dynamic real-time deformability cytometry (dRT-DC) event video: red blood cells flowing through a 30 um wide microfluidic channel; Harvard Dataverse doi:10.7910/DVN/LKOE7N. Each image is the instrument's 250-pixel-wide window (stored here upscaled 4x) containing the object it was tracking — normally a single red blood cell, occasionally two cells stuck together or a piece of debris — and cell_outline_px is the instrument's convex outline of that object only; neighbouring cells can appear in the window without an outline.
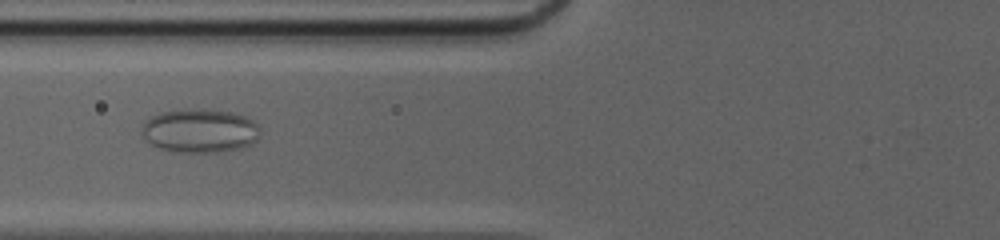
{"species": "common noctule bat (a hibernating species)", "species_latin": "Nyctalus noctula", "temperature_condition": "cold", "stored_images_in_passage": 41, "camera_frame_rate_fps": 3000, "um_per_image_px": 0.085, "animal": {"sex": "female", "body_mass_g": 20.0, "forearm_length_mm": 54.0}, "frame": {"image": 1, "passage_image": 10, "time_ms": 3.0, "image_size_px": [1000, 240], "cell_outline_px": [[256, 140], [248, 144], [236, 148], [220, 152], [172, 152], [160, 148], [152, 144], [144, 136], [144, 124], [152, 116], [160, 112], [188, 108], [204, 108], [232, 112], [244, 116], [252, 120], [256, 124]], "centroid_in_image_um": [16.95, 11.09], "position_along_channel_um": 108.8, "area_um2": 29.71}}
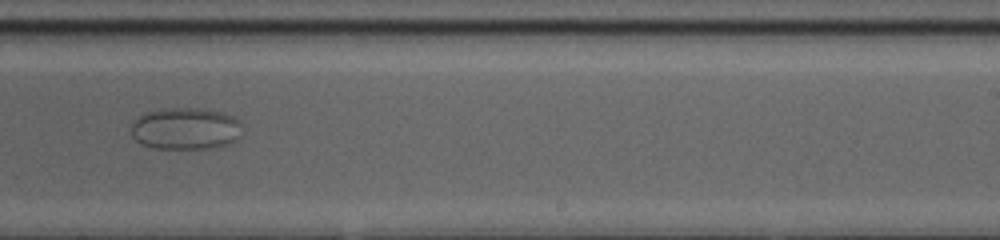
{"frame": {"image": 2, "passage_image": 23, "time_ms": 7.333, "image_size_px": [1000, 240], "cell_outline_px": [[236, 120], [232, 140], [228, 144], [208, 148], [156, 148], [140, 144], [132, 136], [132, 124], [144, 112], [160, 108], [204, 108], [224, 112], [232, 116]], "centroid_in_image_um": [15.63, 10.9], "position_along_channel_um": 273.4, "area_um2": 26.36}}
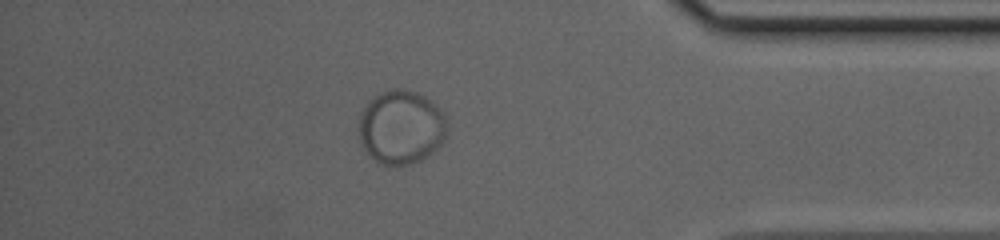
{"frame": {"image": 3, "passage_image": 35, "time_ms": 11.333, "image_size_px": [1000, 240], "cell_outline_px": [[444, 136], [440, 144], [428, 156], [420, 160], [408, 164], [384, 164], [376, 160], [364, 148], [360, 140], [360, 116], [364, 108], [376, 96], [384, 92], [412, 92], [424, 96], [440, 108], [444, 116]], "centroid_in_image_um": [34.1, 10.85], "position_along_channel_um": 401.1, "area_um2": 36.24}}